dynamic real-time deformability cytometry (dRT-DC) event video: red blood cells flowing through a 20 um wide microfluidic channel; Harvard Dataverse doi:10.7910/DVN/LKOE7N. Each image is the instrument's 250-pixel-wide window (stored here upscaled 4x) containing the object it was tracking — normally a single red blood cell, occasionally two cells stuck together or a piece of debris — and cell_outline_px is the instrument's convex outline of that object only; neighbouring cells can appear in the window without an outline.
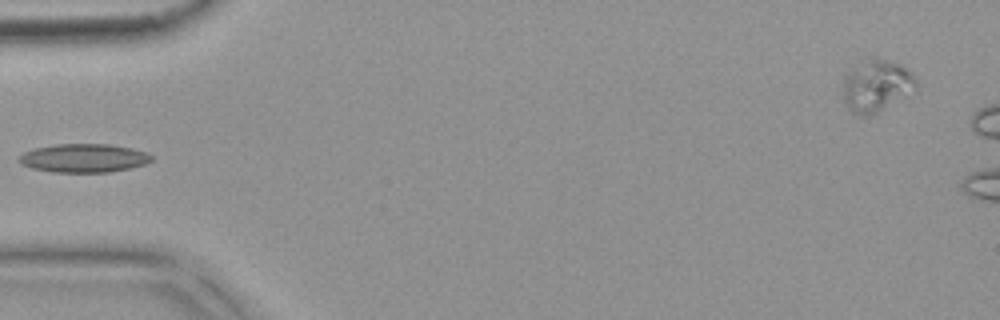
{"species": "common noctule bat (a hibernating species)", "species_latin": "Nyctalus noctula", "temperature_condition": "warm", "stored_images_in_passage": 5, "camera_frame_rate_fps": 3000, "um_per_image_px": 0.085, "animal": {"sex": "female", "body_mass_g": 18.4}, "frame": {"image": 1, "passage_image": 5, "time_ms": 1.333, "image_size_px": [1000, 320], "cell_outline_px": [[152, 160], [144, 164], [132, 168], [108, 172], [52, 172], [32, 168], [20, 164], [16, 160], [16, 156], [24, 152], [36, 148], [56, 144], [108, 144], [132, 148], [148, 152], [152, 156]], "centroid_in_image_um": [7.1, 13.44], "position_along_channel_um": 77.9, "area_um2": 22.25}}